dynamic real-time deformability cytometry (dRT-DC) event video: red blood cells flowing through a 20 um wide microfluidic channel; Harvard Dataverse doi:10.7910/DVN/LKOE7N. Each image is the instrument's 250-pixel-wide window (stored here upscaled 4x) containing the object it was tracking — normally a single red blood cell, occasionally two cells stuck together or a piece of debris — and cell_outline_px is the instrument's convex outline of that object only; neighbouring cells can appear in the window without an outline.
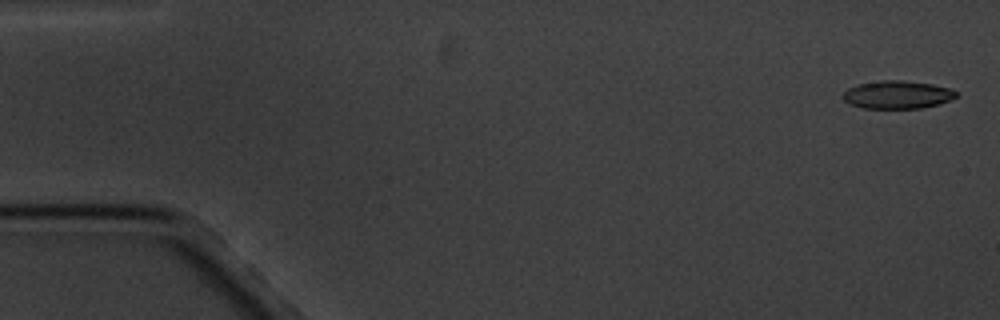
{"species": "common noctule bat (a hibernating species)", "species_latin": "Nyctalus noctula", "temperature_condition": "cold", "stored_images_in_passage": 6, "camera_frame_rate_fps": 3000, "um_per_image_px": 0.085, "animal": {"sex": "male", "body_mass_g": 20.1, "forearm_length_mm": 53.5}, "frame": {"image": 1, "passage_image": 1, "time_ms": 0.0, "image_size_px": [1000, 320], "cell_outline_px": [[956, 96], [952, 100], [940, 104], [920, 108], [864, 108], [848, 104], [840, 96], [848, 88], [856, 84], [880, 80], [904, 80], [932, 84], [952, 88], [956, 92]], "centroid_in_image_um": [76.26, 8.04], "position_along_channel_um": 8.7, "area_um2": 18.73}}
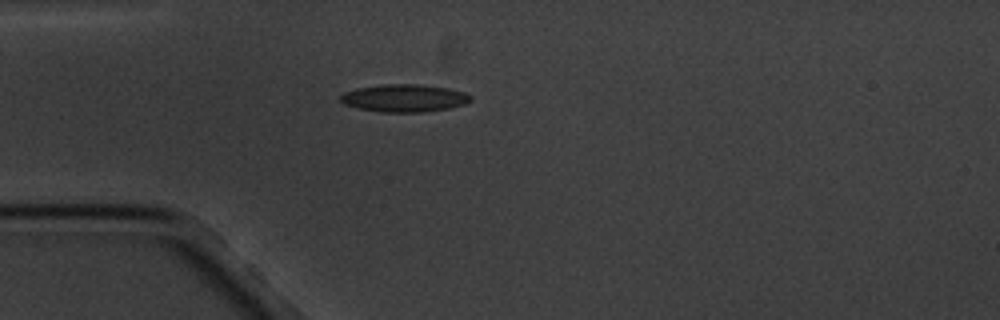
{"frame": {"image": 2, "passage_image": 5, "time_ms": 4.667, "image_size_px": [1000, 320], "cell_outline_px": [[472, 100], [464, 104], [448, 108], [424, 112], [380, 112], [356, 108], [344, 104], [340, 100], [340, 96], [344, 92], [356, 88], [380, 84], [416, 84], [448, 88], [464, 92], [472, 96]], "centroid_in_image_um": [34.33, 8.34], "position_along_channel_um": 50.7, "area_um2": 21.04}}